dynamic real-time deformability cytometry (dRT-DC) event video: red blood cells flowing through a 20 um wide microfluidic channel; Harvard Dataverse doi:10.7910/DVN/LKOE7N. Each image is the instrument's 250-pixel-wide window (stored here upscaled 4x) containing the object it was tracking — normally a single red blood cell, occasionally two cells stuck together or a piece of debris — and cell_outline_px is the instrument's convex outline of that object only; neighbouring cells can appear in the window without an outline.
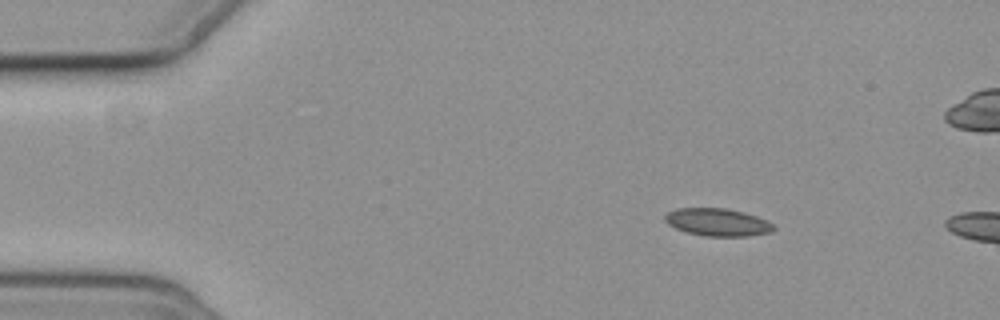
{"species": "common noctule bat (a hibernating species)", "species_latin": "Nyctalus noctula", "temperature_condition": "cold", "stored_images_in_passage": 3, "camera_frame_rate_fps": 3000, "um_per_image_px": 0.085, "animal": {"sex": "female", "body_mass_g": 19.3, "forearm_length_mm": 54.1}, "frame": {"image": 1, "passage_image": 1, "time_ms": 0.0, "image_size_px": [1000, 320], "cell_outline_px": [[776, 228], [772, 232], [748, 236], [704, 236], [688, 232], [676, 228], [668, 224], [664, 220], [664, 216], [668, 212], [676, 208], [724, 208], [744, 212], [756, 216], [772, 224]], "centroid_in_image_um": [60.98, 18.89], "position_along_channel_um": 24.0, "area_um2": 17.4}}